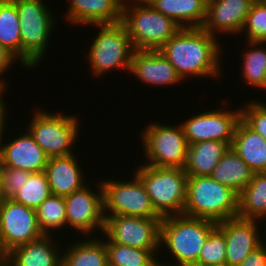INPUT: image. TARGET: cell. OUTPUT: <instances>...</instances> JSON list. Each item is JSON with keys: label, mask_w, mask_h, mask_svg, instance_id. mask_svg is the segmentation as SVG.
Segmentation results:
<instances>
[{"label": "cell", "mask_w": 266, "mask_h": 266, "mask_svg": "<svg viewBox=\"0 0 266 266\" xmlns=\"http://www.w3.org/2000/svg\"><path fill=\"white\" fill-rule=\"evenodd\" d=\"M217 40L202 27L181 28L158 51L174 66L183 81L190 76L193 79L214 78L222 71L220 56L223 51Z\"/></svg>", "instance_id": "1"}, {"label": "cell", "mask_w": 266, "mask_h": 266, "mask_svg": "<svg viewBox=\"0 0 266 266\" xmlns=\"http://www.w3.org/2000/svg\"><path fill=\"white\" fill-rule=\"evenodd\" d=\"M217 223L186 215L162 218L160 222V249H167L173 257L172 266H195L200 250ZM165 244V245H164ZM165 246V247H164Z\"/></svg>", "instance_id": "2"}, {"label": "cell", "mask_w": 266, "mask_h": 266, "mask_svg": "<svg viewBox=\"0 0 266 266\" xmlns=\"http://www.w3.org/2000/svg\"><path fill=\"white\" fill-rule=\"evenodd\" d=\"M238 196L210 176H188L183 215L215 223L237 218Z\"/></svg>", "instance_id": "3"}, {"label": "cell", "mask_w": 266, "mask_h": 266, "mask_svg": "<svg viewBox=\"0 0 266 266\" xmlns=\"http://www.w3.org/2000/svg\"><path fill=\"white\" fill-rule=\"evenodd\" d=\"M134 50L158 51L180 29L173 19L154 10L147 2L122 6V21Z\"/></svg>", "instance_id": "4"}, {"label": "cell", "mask_w": 266, "mask_h": 266, "mask_svg": "<svg viewBox=\"0 0 266 266\" xmlns=\"http://www.w3.org/2000/svg\"><path fill=\"white\" fill-rule=\"evenodd\" d=\"M142 165L135 175L144 185L155 212L161 218L182 215L188 181L184 169Z\"/></svg>", "instance_id": "5"}, {"label": "cell", "mask_w": 266, "mask_h": 266, "mask_svg": "<svg viewBox=\"0 0 266 266\" xmlns=\"http://www.w3.org/2000/svg\"><path fill=\"white\" fill-rule=\"evenodd\" d=\"M17 9L20 21V36L22 42V64L33 68L40 64L47 52V45L56 17L42 0H12ZM48 7V8H47ZM50 10V11H49ZM52 12V13H51Z\"/></svg>", "instance_id": "6"}, {"label": "cell", "mask_w": 266, "mask_h": 266, "mask_svg": "<svg viewBox=\"0 0 266 266\" xmlns=\"http://www.w3.org/2000/svg\"><path fill=\"white\" fill-rule=\"evenodd\" d=\"M95 27L100 29L87 52L92 75L99 77L114 69L128 72L134 49L125 26L120 22Z\"/></svg>", "instance_id": "7"}, {"label": "cell", "mask_w": 266, "mask_h": 266, "mask_svg": "<svg viewBox=\"0 0 266 266\" xmlns=\"http://www.w3.org/2000/svg\"><path fill=\"white\" fill-rule=\"evenodd\" d=\"M34 113L27 130L46 155L51 158L73 154L79 136L78 117L40 109Z\"/></svg>", "instance_id": "8"}, {"label": "cell", "mask_w": 266, "mask_h": 266, "mask_svg": "<svg viewBox=\"0 0 266 266\" xmlns=\"http://www.w3.org/2000/svg\"><path fill=\"white\" fill-rule=\"evenodd\" d=\"M146 162L153 167L184 169L188 144L182 125L150 123L141 132Z\"/></svg>", "instance_id": "9"}, {"label": "cell", "mask_w": 266, "mask_h": 266, "mask_svg": "<svg viewBox=\"0 0 266 266\" xmlns=\"http://www.w3.org/2000/svg\"><path fill=\"white\" fill-rule=\"evenodd\" d=\"M104 215L139 216L161 218L154 210L150 197L140 179L134 174L132 180L109 179L102 182ZM110 212V213H108Z\"/></svg>", "instance_id": "10"}, {"label": "cell", "mask_w": 266, "mask_h": 266, "mask_svg": "<svg viewBox=\"0 0 266 266\" xmlns=\"http://www.w3.org/2000/svg\"><path fill=\"white\" fill-rule=\"evenodd\" d=\"M162 218L105 215L103 234L110 241L143 250H160Z\"/></svg>", "instance_id": "11"}, {"label": "cell", "mask_w": 266, "mask_h": 266, "mask_svg": "<svg viewBox=\"0 0 266 266\" xmlns=\"http://www.w3.org/2000/svg\"><path fill=\"white\" fill-rule=\"evenodd\" d=\"M98 184L96 193L87 184L64 197L67 227H72L73 231L76 229L86 237L95 234L96 230L102 233L104 230L103 189L101 181Z\"/></svg>", "instance_id": "12"}, {"label": "cell", "mask_w": 266, "mask_h": 266, "mask_svg": "<svg viewBox=\"0 0 266 266\" xmlns=\"http://www.w3.org/2000/svg\"><path fill=\"white\" fill-rule=\"evenodd\" d=\"M240 120V107L233 111L219 108V110L199 112L182 122L181 125L188 145L217 140L231 146L236 126Z\"/></svg>", "instance_id": "13"}, {"label": "cell", "mask_w": 266, "mask_h": 266, "mask_svg": "<svg viewBox=\"0 0 266 266\" xmlns=\"http://www.w3.org/2000/svg\"><path fill=\"white\" fill-rule=\"evenodd\" d=\"M0 235L5 251L29 243L43 235L34 209L15 202L0 199Z\"/></svg>", "instance_id": "14"}, {"label": "cell", "mask_w": 266, "mask_h": 266, "mask_svg": "<svg viewBox=\"0 0 266 266\" xmlns=\"http://www.w3.org/2000/svg\"><path fill=\"white\" fill-rule=\"evenodd\" d=\"M258 220L233 218L217 223L226 240V264L239 266L243 260L262 244Z\"/></svg>", "instance_id": "15"}, {"label": "cell", "mask_w": 266, "mask_h": 266, "mask_svg": "<svg viewBox=\"0 0 266 266\" xmlns=\"http://www.w3.org/2000/svg\"><path fill=\"white\" fill-rule=\"evenodd\" d=\"M256 0H207L206 18L202 28L216 33L241 35L247 14Z\"/></svg>", "instance_id": "16"}, {"label": "cell", "mask_w": 266, "mask_h": 266, "mask_svg": "<svg viewBox=\"0 0 266 266\" xmlns=\"http://www.w3.org/2000/svg\"><path fill=\"white\" fill-rule=\"evenodd\" d=\"M13 140L9 139L6 144L5 140L0 141V158L2 165L16 169L38 173L44 171L49 157L43 149L36 143L33 135L27 130Z\"/></svg>", "instance_id": "17"}, {"label": "cell", "mask_w": 266, "mask_h": 266, "mask_svg": "<svg viewBox=\"0 0 266 266\" xmlns=\"http://www.w3.org/2000/svg\"><path fill=\"white\" fill-rule=\"evenodd\" d=\"M131 75H136L143 83L167 87L182 81L174 66L160 51L134 50L131 57Z\"/></svg>", "instance_id": "18"}, {"label": "cell", "mask_w": 266, "mask_h": 266, "mask_svg": "<svg viewBox=\"0 0 266 266\" xmlns=\"http://www.w3.org/2000/svg\"><path fill=\"white\" fill-rule=\"evenodd\" d=\"M65 20L70 24L92 26L116 24L122 21L120 0H69ZM88 24V25H87Z\"/></svg>", "instance_id": "19"}, {"label": "cell", "mask_w": 266, "mask_h": 266, "mask_svg": "<svg viewBox=\"0 0 266 266\" xmlns=\"http://www.w3.org/2000/svg\"><path fill=\"white\" fill-rule=\"evenodd\" d=\"M52 238L54 237L51 234H43L27 244L13 248L8 252L7 265L62 266L63 252H60V248H58L60 246Z\"/></svg>", "instance_id": "20"}, {"label": "cell", "mask_w": 266, "mask_h": 266, "mask_svg": "<svg viewBox=\"0 0 266 266\" xmlns=\"http://www.w3.org/2000/svg\"><path fill=\"white\" fill-rule=\"evenodd\" d=\"M77 160L74 153L48 159L44 173L53 195L65 197L87 185Z\"/></svg>", "instance_id": "21"}, {"label": "cell", "mask_w": 266, "mask_h": 266, "mask_svg": "<svg viewBox=\"0 0 266 266\" xmlns=\"http://www.w3.org/2000/svg\"><path fill=\"white\" fill-rule=\"evenodd\" d=\"M231 147L254 173L266 172V140L242 120L236 126Z\"/></svg>", "instance_id": "22"}, {"label": "cell", "mask_w": 266, "mask_h": 266, "mask_svg": "<svg viewBox=\"0 0 266 266\" xmlns=\"http://www.w3.org/2000/svg\"><path fill=\"white\" fill-rule=\"evenodd\" d=\"M147 3L181 28H199L205 22L207 0H148Z\"/></svg>", "instance_id": "23"}, {"label": "cell", "mask_w": 266, "mask_h": 266, "mask_svg": "<svg viewBox=\"0 0 266 266\" xmlns=\"http://www.w3.org/2000/svg\"><path fill=\"white\" fill-rule=\"evenodd\" d=\"M230 145L217 140L188 145L184 171L187 176H210Z\"/></svg>", "instance_id": "24"}, {"label": "cell", "mask_w": 266, "mask_h": 266, "mask_svg": "<svg viewBox=\"0 0 266 266\" xmlns=\"http://www.w3.org/2000/svg\"><path fill=\"white\" fill-rule=\"evenodd\" d=\"M254 172L230 146L214 168L210 177L231 188L238 195L250 183Z\"/></svg>", "instance_id": "25"}, {"label": "cell", "mask_w": 266, "mask_h": 266, "mask_svg": "<svg viewBox=\"0 0 266 266\" xmlns=\"http://www.w3.org/2000/svg\"><path fill=\"white\" fill-rule=\"evenodd\" d=\"M237 217L263 220L266 225V172L254 173L250 183L239 194Z\"/></svg>", "instance_id": "26"}, {"label": "cell", "mask_w": 266, "mask_h": 266, "mask_svg": "<svg viewBox=\"0 0 266 266\" xmlns=\"http://www.w3.org/2000/svg\"><path fill=\"white\" fill-rule=\"evenodd\" d=\"M93 236L67 245L62 254V266H109L103 238Z\"/></svg>", "instance_id": "27"}, {"label": "cell", "mask_w": 266, "mask_h": 266, "mask_svg": "<svg viewBox=\"0 0 266 266\" xmlns=\"http://www.w3.org/2000/svg\"><path fill=\"white\" fill-rule=\"evenodd\" d=\"M0 44L22 63L20 21L12 0L0 2Z\"/></svg>", "instance_id": "28"}, {"label": "cell", "mask_w": 266, "mask_h": 266, "mask_svg": "<svg viewBox=\"0 0 266 266\" xmlns=\"http://www.w3.org/2000/svg\"><path fill=\"white\" fill-rule=\"evenodd\" d=\"M250 49L242 53V81L266 90V43L246 41ZM264 44V46H263ZM263 46V47H262Z\"/></svg>", "instance_id": "29"}, {"label": "cell", "mask_w": 266, "mask_h": 266, "mask_svg": "<svg viewBox=\"0 0 266 266\" xmlns=\"http://www.w3.org/2000/svg\"><path fill=\"white\" fill-rule=\"evenodd\" d=\"M103 241L108 255L109 266H152L158 261L157 253L160 250H143L114 243L108 238Z\"/></svg>", "instance_id": "30"}, {"label": "cell", "mask_w": 266, "mask_h": 266, "mask_svg": "<svg viewBox=\"0 0 266 266\" xmlns=\"http://www.w3.org/2000/svg\"><path fill=\"white\" fill-rule=\"evenodd\" d=\"M37 222L43 234H51V230L63 229L66 223L65 198L51 194L36 209Z\"/></svg>", "instance_id": "31"}, {"label": "cell", "mask_w": 266, "mask_h": 266, "mask_svg": "<svg viewBox=\"0 0 266 266\" xmlns=\"http://www.w3.org/2000/svg\"><path fill=\"white\" fill-rule=\"evenodd\" d=\"M50 186L44 173H32L24 186L11 198L15 202L36 209L51 195Z\"/></svg>", "instance_id": "32"}, {"label": "cell", "mask_w": 266, "mask_h": 266, "mask_svg": "<svg viewBox=\"0 0 266 266\" xmlns=\"http://www.w3.org/2000/svg\"><path fill=\"white\" fill-rule=\"evenodd\" d=\"M226 264V240L216 226L209 234L195 266H219Z\"/></svg>", "instance_id": "33"}, {"label": "cell", "mask_w": 266, "mask_h": 266, "mask_svg": "<svg viewBox=\"0 0 266 266\" xmlns=\"http://www.w3.org/2000/svg\"><path fill=\"white\" fill-rule=\"evenodd\" d=\"M242 33L247 34V41L266 42V0L254 2L246 16Z\"/></svg>", "instance_id": "34"}, {"label": "cell", "mask_w": 266, "mask_h": 266, "mask_svg": "<svg viewBox=\"0 0 266 266\" xmlns=\"http://www.w3.org/2000/svg\"><path fill=\"white\" fill-rule=\"evenodd\" d=\"M246 105V106H245ZM241 109V120L266 140V104L261 101L246 102Z\"/></svg>", "instance_id": "35"}, {"label": "cell", "mask_w": 266, "mask_h": 266, "mask_svg": "<svg viewBox=\"0 0 266 266\" xmlns=\"http://www.w3.org/2000/svg\"><path fill=\"white\" fill-rule=\"evenodd\" d=\"M32 173L3 165L1 199H11L29 179Z\"/></svg>", "instance_id": "36"}, {"label": "cell", "mask_w": 266, "mask_h": 266, "mask_svg": "<svg viewBox=\"0 0 266 266\" xmlns=\"http://www.w3.org/2000/svg\"><path fill=\"white\" fill-rule=\"evenodd\" d=\"M15 61L17 63V58L0 44V83L3 86H5L6 83L2 74L6 73L8 69L13 66Z\"/></svg>", "instance_id": "37"}, {"label": "cell", "mask_w": 266, "mask_h": 266, "mask_svg": "<svg viewBox=\"0 0 266 266\" xmlns=\"http://www.w3.org/2000/svg\"><path fill=\"white\" fill-rule=\"evenodd\" d=\"M239 266H266V253L263 246L252 251Z\"/></svg>", "instance_id": "38"}, {"label": "cell", "mask_w": 266, "mask_h": 266, "mask_svg": "<svg viewBox=\"0 0 266 266\" xmlns=\"http://www.w3.org/2000/svg\"><path fill=\"white\" fill-rule=\"evenodd\" d=\"M6 90H7V85H5V86H1L0 87V141L2 140V139H4V137H3V135H4V131H6L5 130V125H7L6 124V122L5 121H7L5 118L7 117L6 115H7V112L8 111H6V104H5V102H4V93H6Z\"/></svg>", "instance_id": "39"}, {"label": "cell", "mask_w": 266, "mask_h": 266, "mask_svg": "<svg viewBox=\"0 0 266 266\" xmlns=\"http://www.w3.org/2000/svg\"><path fill=\"white\" fill-rule=\"evenodd\" d=\"M8 253L5 251L4 245L2 243L1 235H0V263H4L7 260Z\"/></svg>", "instance_id": "40"}, {"label": "cell", "mask_w": 266, "mask_h": 266, "mask_svg": "<svg viewBox=\"0 0 266 266\" xmlns=\"http://www.w3.org/2000/svg\"><path fill=\"white\" fill-rule=\"evenodd\" d=\"M2 170H3V165H2V161H1V158H0V199H1V193H2Z\"/></svg>", "instance_id": "41"}, {"label": "cell", "mask_w": 266, "mask_h": 266, "mask_svg": "<svg viewBox=\"0 0 266 266\" xmlns=\"http://www.w3.org/2000/svg\"><path fill=\"white\" fill-rule=\"evenodd\" d=\"M121 1V3H122V5H125V4H128L129 2H131V3H135V2H147L148 0H120Z\"/></svg>", "instance_id": "42"}, {"label": "cell", "mask_w": 266, "mask_h": 266, "mask_svg": "<svg viewBox=\"0 0 266 266\" xmlns=\"http://www.w3.org/2000/svg\"><path fill=\"white\" fill-rule=\"evenodd\" d=\"M159 261L155 262L152 266H172V265H169V262L168 263H163V262H160V259H158Z\"/></svg>", "instance_id": "43"}, {"label": "cell", "mask_w": 266, "mask_h": 266, "mask_svg": "<svg viewBox=\"0 0 266 266\" xmlns=\"http://www.w3.org/2000/svg\"><path fill=\"white\" fill-rule=\"evenodd\" d=\"M265 235V240H264V238L262 239V246H263V248H264V250H265V253H266V229H265V233H264Z\"/></svg>", "instance_id": "44"}, {"label": "cell", "mask_w": 266, "mask_h": 266, "mask_svg": "<svg viewBox=\"0 0 266 266\" xmlns=\"http://www.w3.org/2000/svg\"><path fill=\"white\" fill-rule=\"evenodd\" d=\"M0 266H8L6 262L0 263Z\"/></svg>", "instance_id": "45"}]
</instances>
